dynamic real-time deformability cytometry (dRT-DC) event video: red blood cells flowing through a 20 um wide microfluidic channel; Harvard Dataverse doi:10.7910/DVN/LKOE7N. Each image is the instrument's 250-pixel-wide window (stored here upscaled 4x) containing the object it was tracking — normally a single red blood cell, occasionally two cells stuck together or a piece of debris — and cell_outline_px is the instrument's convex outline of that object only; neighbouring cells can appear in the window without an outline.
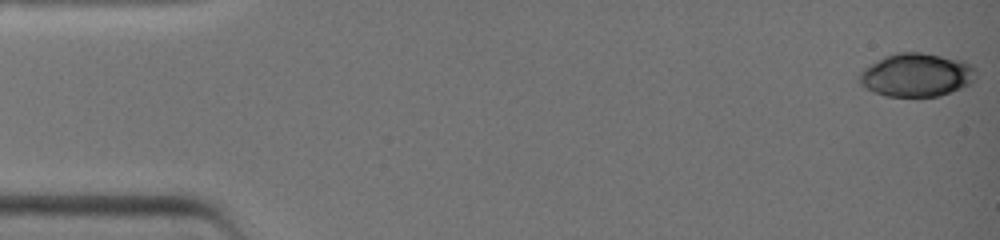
{"species": "common noctule bat (a hibernating species)", "species_latin": "Nyctalus noctula", "temperature_condition": "warm", "stored_images_in_passage": 39, "camera_frame_rate_fps": 3000, "um_per_image_px": 0.085, "animal": {"sex": "female", "body_mass_g": 19.0, "forearm_length_mm": 51.5}, "frame": {"image": 1, "passage_image": 1, "time_ms": 0.0, "image_size_px": [1000, 240], "cell_outline_px": [[976, 76], [972, 84], [940, 96], [884, 96], [860, 84], [856, 76], [868, 64], [884, 56], [896, 52], [924, 52], [964, 60], [972, 64], [976, 68]], "centroid_in_image_um": [77.92, 6.35], "position_along_channel_um": 7.1, "area_um2": 30.0}}
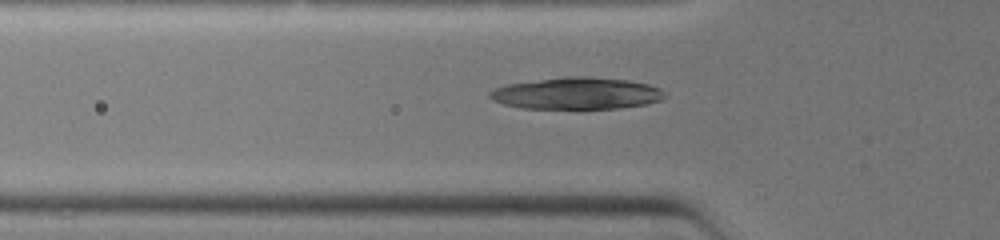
{"frame": {"image": 2, "passage_image": 14, "time_ms": 4.333, "image_size_px": [1000, 240], "cell_outline_px": [[668, 96], [660, 100], [644, 104], [620, 108], [520, 108], [504, 104], [492, 100], [488, 96], [488, 92], [504, 84], [564, 76], [588, 76], [628, 80], [648, 84], [660, 88]], "centroid_in_image_um": [49.0, 7.92], "position_along_channel_um": 76.8, "area_um2": 32.6}}
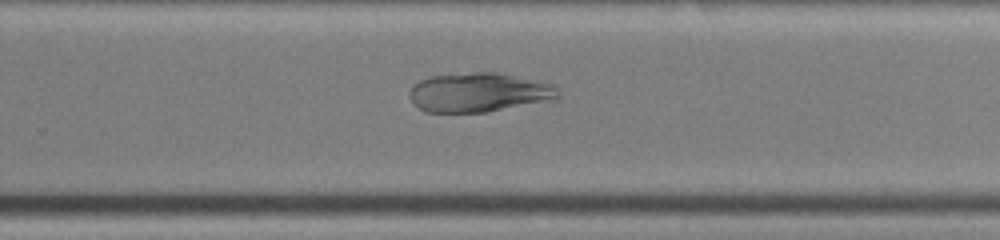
{"frame": {"image": 3, "passage_image": 27, "time_ms": 8.667, "image_size_px": [1000, 240], "cell_outline_px": [[560, 96], [556, 100], [484, 112], [424, 112], [412, 104], [408, 96], [408, 92], [412, 84], [420, 80], [432, 76], [476, 72], [496, 72], [552, 84], [556, 88]], "centroid_in_image_um": [40.66, 7.87], "position_along_channel_um": 289.1, "area_um2": 34.1}}